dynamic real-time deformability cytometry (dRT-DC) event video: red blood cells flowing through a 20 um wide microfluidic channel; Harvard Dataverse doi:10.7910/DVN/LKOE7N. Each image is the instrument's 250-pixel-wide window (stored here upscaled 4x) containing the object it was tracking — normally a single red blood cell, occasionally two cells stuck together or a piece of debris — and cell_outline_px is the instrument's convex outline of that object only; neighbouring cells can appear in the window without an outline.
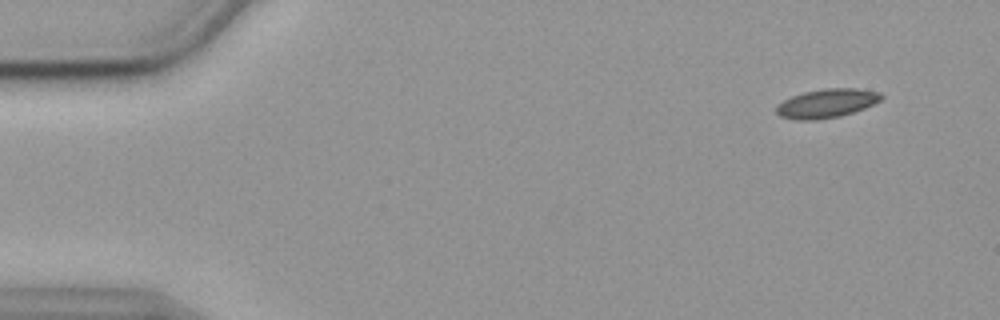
{"species": "common noctule bat (a hibernating species)", "species_latin": "Nyctalus noctula", "temperature_condition": "cold", "stored_images_in_passage": 53, "camera_frame_rate_fps": 3000, "um_per_image_px": 0.085, "animal": {"sex": "female", "body_mass_g": 19.9}, "frame": {"image": 1, "passage_image": 1, "time_ms": 0.0, "image_size_px": [1000, 320], "cell_outline_px": [[884, 96], [880, 100], [864, 108], [840, 116], [816, 120], [796, 120], [780, 116], [776, 112], [776, 104], [792, 96], [804, 92], [824, 88], [856, 88], [880, 92]], "centroid_in_image_um": [70.25, 8.78], "position_along_channel_um": 14.8, "area_um2": 17.63}}
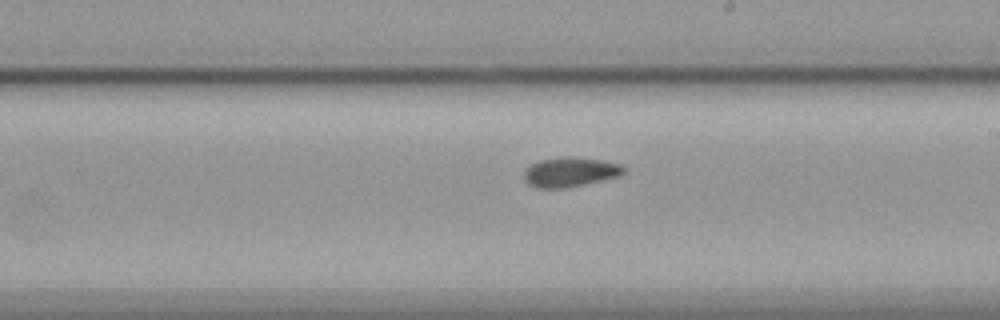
{"frame": {"image": 2, "passage_image": 29, "time_ms": 9.333, "image_size_px": [1000, 320], "cell_outline_px": [[628, 168], [620, 176], [568, 188], [536, 188], [528, 184], [524, 180], [524, 172], [532, 164], [540, 160], [564, 156], [572, 156], [600, 160], [620, 164]], "centroid_in_image_um": [48.48, 14.63], "position_along_channel_um": 240.5, "area_um2": 17.34}}
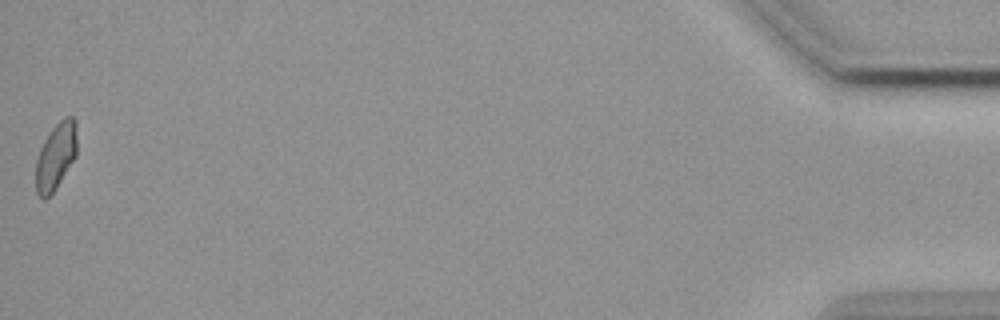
{"frame": {"image": 3, "passage_image": 53, "time_ms": 17.333, "image_size_px": [1000, 320], "cell_outline_px": [[76, 156], [56, 188], [44, 200], [36, 192], [36, 160], [40, 148], [44, 140], [52, 128], [64, 116], [72, 116], [76, 120]], "centroid_in_image_um": [4.74, 13.26], "position_along_channel_um": 430.5, "area_um2": 15.95}, "authors_computed_cell_mechanics": {"area_um2": 16.9932, "velocity_mm_per_s": 3.5658, "shape_relaxation_time_tau1_ms": 8.648, "shape_relaxation_time_tau2_ms": 6.6615, "deformation_change_tau1": 0.131, "deformation_change_tau2": 0.0756}}